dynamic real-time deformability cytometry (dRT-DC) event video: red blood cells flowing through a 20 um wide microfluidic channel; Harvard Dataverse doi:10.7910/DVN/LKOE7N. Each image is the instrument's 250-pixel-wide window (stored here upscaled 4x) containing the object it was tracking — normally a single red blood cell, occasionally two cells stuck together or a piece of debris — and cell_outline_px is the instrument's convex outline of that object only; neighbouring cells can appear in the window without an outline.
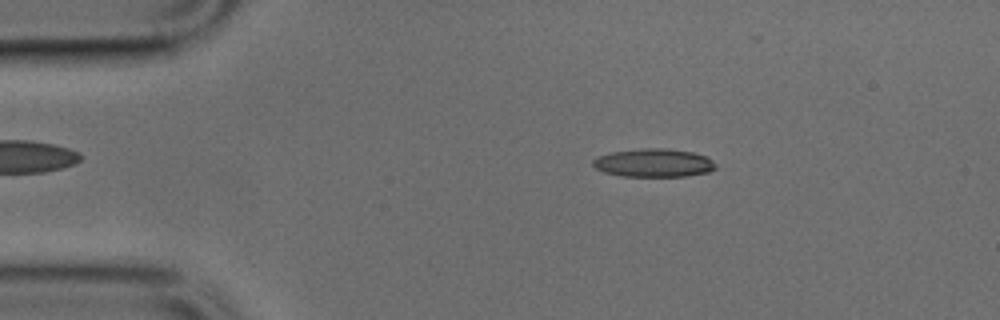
{"species": "common noctule bat (a hibernating species)", "species_latin": "Nyctalus noctula", "temperature_condition": "cold", "stored_images_in_passage": 48, "camera_frame_rate_fps": 3000, "um_per_image_px": 0.085, "animal": {"sex": "male", "body_mass_g": 17.9, "forearm_length_mm": 54.2}, "frame": {"image": 1, "passage_image": 8, "time_ms": 2.333, "image_size_px": [1000, 320], "cell_outline_px": [[716, 168], [708, 172], [684, 176], [624, 176], [604, 172], [596, 168], [592, 164], [592, 160], [596, 156], [612, 152], [640, 148], [664, 148], [692, 152], [704, 156], [712, 160]], "centroid_in_image_um": [55.52, 13.84], "position_along_channel_um": 29.5, "area_um2": 20.11}}
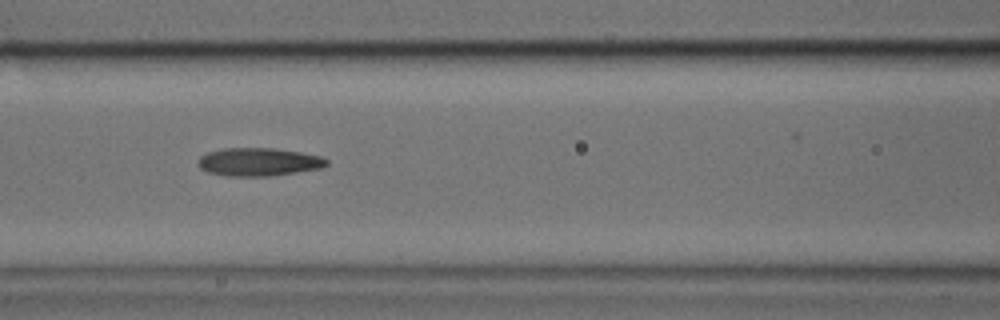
{"frame": {"image": 2, "passage_image": 20, "time_ms": 6.333, "image_size_px": [1000, 320], "cell_outline_px": [[328, 164], [320, 168], [296, 172], [268, 176], [224, 176], [208, 172], [200, 168], [196, 160], [200, 156], [208, 152], [224, 148], [276, 148], [300, 152], [320, 156], [328, 160]], "centroid_in_image_um": [21.95, 13.76], "position_along_channel_um": 144.7, "area_um2": 21.1}}
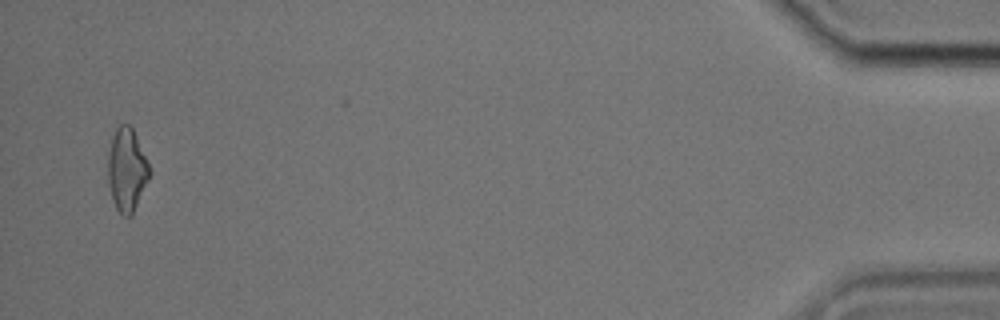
{"frame": {"image": 3, "passage_image": 47, "time_ms": 15.333, "image_size_px": [1000, 320], "cell_outline_px": [[152, 172], [132, 216], [124, 216], [116, 208], [112, 196], [108, 180], [108, 152], [112, 136], [116, 128], [120, 124], [128, 124], [132, 128], [136, 136]], "centroid_in_image_um": [10.79, 14.43], "position_along_channel_um": 424.4, "area_um2": 20.0}}